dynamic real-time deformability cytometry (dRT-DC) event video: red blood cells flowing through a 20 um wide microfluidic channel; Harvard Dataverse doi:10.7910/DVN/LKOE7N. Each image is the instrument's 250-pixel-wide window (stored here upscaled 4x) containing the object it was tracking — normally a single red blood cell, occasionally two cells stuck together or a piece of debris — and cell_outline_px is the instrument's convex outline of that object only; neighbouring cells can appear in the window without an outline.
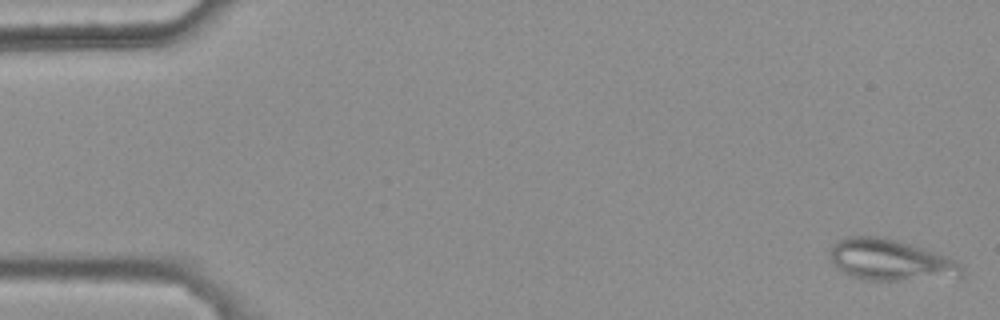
{"species": "common noctule bat (a hibernating species)", "species_latin": "Nyctalus noctula", "temperature_condition": "warm", "stored_images_in_passage": 45, "camera_frame_rate_fps": 3000, "um_per_image_px": 0.085, "animal": {"sex": "female", "body_mass_g": 25.1}, "frame": {"image": 1, "passage_image": 1, "time_ms": 0.0, "image_size_px": [1000, 320], "cell_outline_px": [[964, 276], [900, 280], [868, 280], [848, 276], [836, 268], [828, 256], [832, 244], [836, 240], [844, 236], [880, 236], [896, 240], [924, 248], [964, 264]], "centroid_in_image_um": [75.63, 22.09], "position_along_channel_um": 9.4, "area_um2": 31.96}}
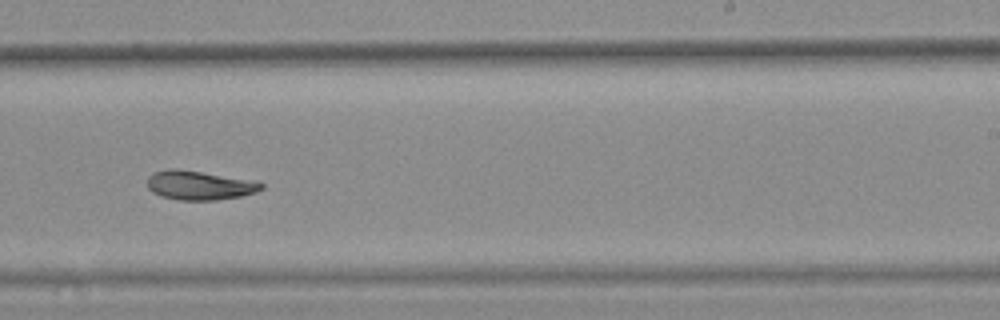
{"frame": {"image": 2, "passage_image": 33, "time_ms": 10.667, "image_size_px": [1000, 320], "cell_outline_px": [[264, 188], [256, 192], [240, 196], [216, 200], [180, 200], [160, 196], [152, 192], [148, 188], [148, 176], [156, 172], [168, 168], [176, 168], [200, 172], [264, 184]], "centroid_in_image_um": [16.86, 15.77], "position_along_channel_um": 272.1, "area_um2": 18.79}}
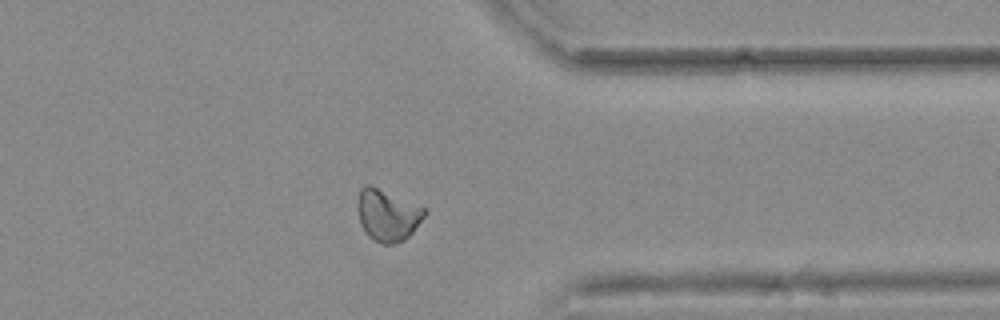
{"frame": {"image": 3, "passage_image": 42, "time_ms": 13.667, "image_size_px": [1000, 320], "cell_outline_px": [[428, 212], [412, 232], [404, 240], [392, 244], [384, 244], [372, 240], [368, 236], [360, 224], [356, 204], [360, 188], [364, 184], [368, 184], [428, 208]], "centroid_in_image_um": [32.93, 18.28], "position_along_channel_um": 378.5, "area_um2": 20.4}}